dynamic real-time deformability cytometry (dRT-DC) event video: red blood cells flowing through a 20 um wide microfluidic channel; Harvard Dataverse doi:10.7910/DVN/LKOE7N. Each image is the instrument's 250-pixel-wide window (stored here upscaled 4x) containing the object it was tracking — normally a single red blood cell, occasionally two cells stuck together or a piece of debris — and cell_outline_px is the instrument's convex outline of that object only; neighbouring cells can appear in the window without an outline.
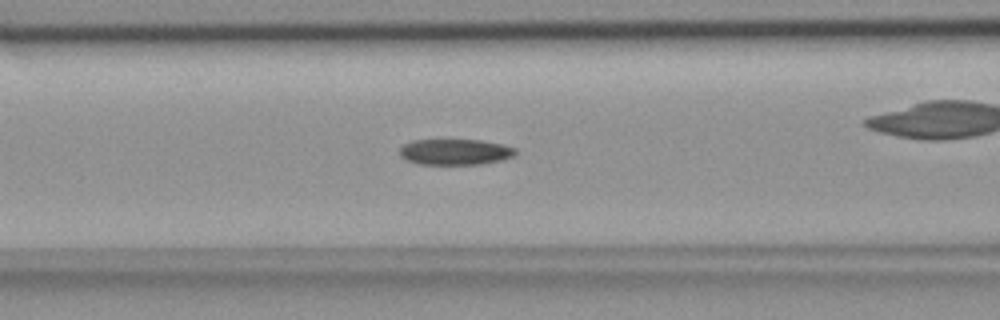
{"species": "common noctule bat (a hibernating species)", "species_latin": "Nyctalus noctula", "temperature_condition": "room temperature", "stored_images_in_passage": 49, "camera_frame_rate_fps": 3000, "um_per_image_px": 0.085, "animal": {"sex": "female", "body_mass_g": 18.4}, "frame": {"image": 1, "passage_image": 17, "time_ms": 5.333, "image_size_px": [1000, 320], "cell_outline_px": [[516, 156], [504, 160], [480, 164], [420, 164], [404, 160], [400, 156], [400, 148], [404, 144], [412, 140], [480, 140], [504, 144], [516, 148]], "centroid_in_image_um": [38.72, 12.91], "position_along_channel_um": 127.9, "area_um2": 17.69}}
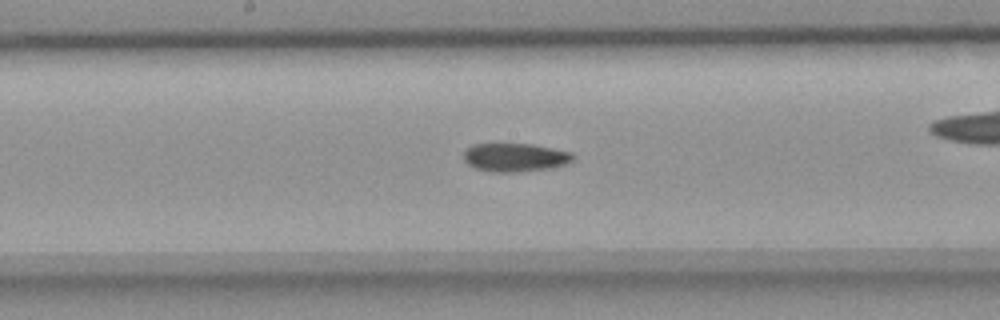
{"frame": {"image": 2, "passage_image": 23, "time_ms": 7.333, "image_size_px": [1000, 320], "cell_outline_px": [[576, 156], [568, 164], [548, 168], [516, 172], [492, 172], [476, 168], [468, 164], [464, 160], [464, 152], [472, 144], [532, 144], [572, 152]], "centroid_in_image_um": [43.8, 13.38], "position_along_channel_um": 204.4, "area_um2": 18.09}}
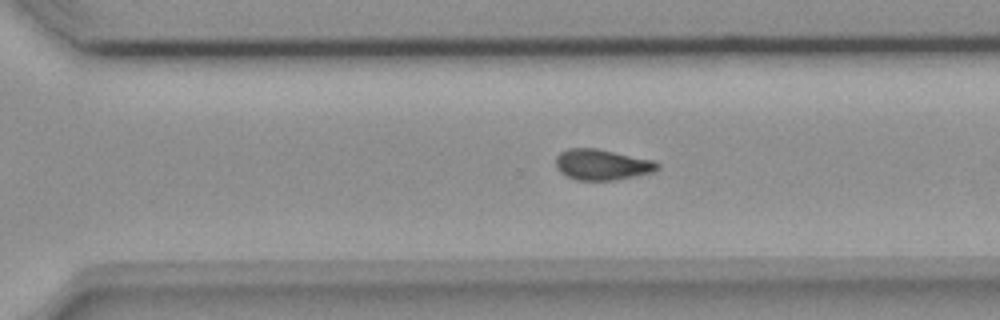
{"frame": {"image": 3, "passage_image": 32, "time_ms": 10.333, "image_size_px": [1000, 320], "cell_outline_px": [[660, 168], [656, 172], [612, 180], [576, 180], [560, 172], [556, 168], [556, 156], [560, 152], [568, 148], [596, 148], [656, 160], [660, 164]], "centroid_in_image_um": [51.21, 13.98], "position_along_channel_um": 319.4, "area_um2": 18.44}, "authors_computed_cell_mechanics": {"area_um2": 18.0914, "velocity_mm_per_s": 3.8426, "shape_relaxation_time_tau1_ms": null, "shape_relaxation_time_tau2_ms": 7.5955, "deformation_change_tau1": null, "deformation_change_tau2": 0.1488}}